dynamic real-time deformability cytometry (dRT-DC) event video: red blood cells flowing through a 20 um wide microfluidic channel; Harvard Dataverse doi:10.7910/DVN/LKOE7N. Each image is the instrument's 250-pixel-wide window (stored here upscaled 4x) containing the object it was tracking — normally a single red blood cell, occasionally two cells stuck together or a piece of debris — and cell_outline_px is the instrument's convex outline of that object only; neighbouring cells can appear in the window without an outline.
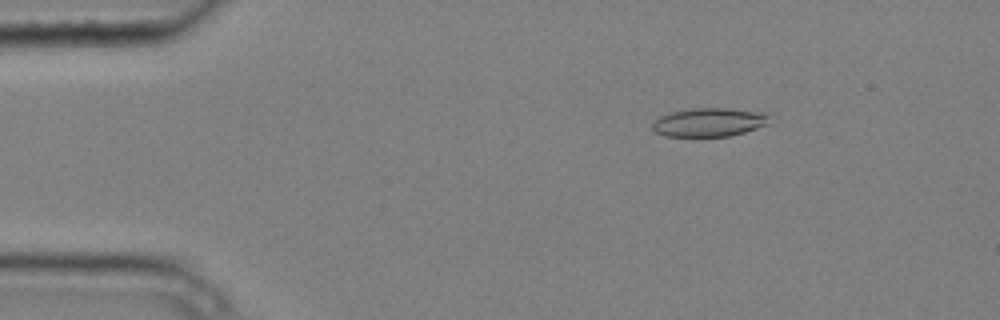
{"species": "common noctule bat (a hibernating species)", "species_latin": "Nyctalus noctula", "temperature_condition": "cold", "stored_images_in_passage": 6, "camera_frame_rate_fps": 3000, "um_per_image_px": 0.085, "animal": {"sex": "male", "body_mass_g": 20.4}, "frame": {"image": 1, "passage_image": 3, "time_ms": 0.667, "image_size_px": [1000, 320], "cell_outline_px": [[768, 124], [732, 136], [664, 136], [656, 132], [652, 128], [652, 124], [660, 116], [672, 112], [692, 108], [728, 108], [768, 112]], "centroid_in_image_um": [60.3, 10.38], "position_along_channel_um": 24.7, "area_um2": 19.54}}